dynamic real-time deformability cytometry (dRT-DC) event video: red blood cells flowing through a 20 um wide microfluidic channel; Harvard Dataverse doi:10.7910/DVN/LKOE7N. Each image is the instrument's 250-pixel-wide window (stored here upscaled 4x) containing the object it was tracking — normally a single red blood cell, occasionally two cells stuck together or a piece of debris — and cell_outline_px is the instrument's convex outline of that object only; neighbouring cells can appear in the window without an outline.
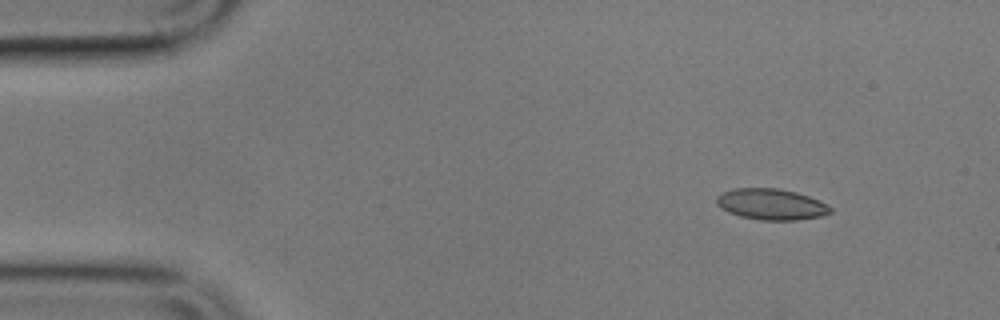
{"species": "common noctule bat (a hibernating species)", "species_latin": "Nyctalus noctula", "temperature_condition": "cold", "stored_images_in_passage": 5, "camera_frame_rate_fps": 3000, "um_per_image_px": 0.085, "animal": {"sex": "male", "body_mass_g": 17.9}, "frame": {"image": 1, "passage_image": 2, "time_ms": 1.333, "image_size_px": [1000, 320], "cell_outline_px": [[832, 212], [820, 216], [796, 220], [760, 220], [740, 216], [728, 212], [720, 208], [716, 204], [716, 196], [720, 192], [736, 188], [780, 188], [796, 192], [820, 200], [828, 204], [832, 208]], "centroid_in_image_um": [65.54, 17.35], "position_along_channel_um": 19.5, "area_um2": 20.81}}
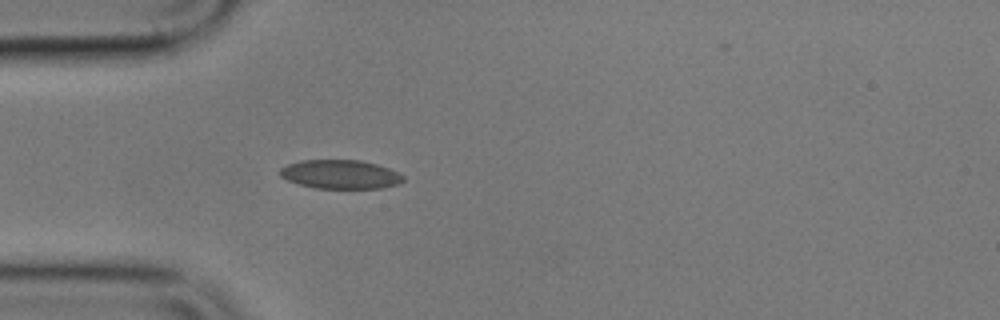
{"frame": {"image": 2, "passage_image": 5, "time_ms": 4.667, "image_size_px": [1000, 320], "cell_outline_px": [[404, 180], [400, 184], [380, 188], [316, 188], [300, 184], [288, 180], [280, 176], [280, 168], [288, 164], [300, 160], [360, 160], [376, 164], [388, 168], [404, 176]], "centroid_in_image_um": [28.93, 14.81], "position_along_channel_um": 56.1, "area_um2": 20.63}}